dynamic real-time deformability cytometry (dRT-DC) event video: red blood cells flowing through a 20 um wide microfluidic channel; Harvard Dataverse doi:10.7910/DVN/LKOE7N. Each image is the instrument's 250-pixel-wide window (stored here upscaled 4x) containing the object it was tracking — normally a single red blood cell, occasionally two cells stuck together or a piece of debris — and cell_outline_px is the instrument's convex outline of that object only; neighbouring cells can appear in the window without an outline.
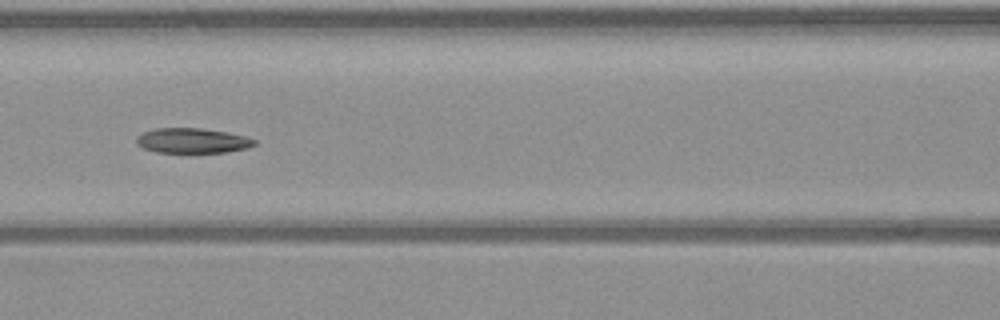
{"species": "common noctule bat (a hibernating species)", "species_latin": "Nyctalus noctula", "temperature_condition": "warm", "stored_images_in_passage": 51, "camera_frame_rate_fps": 3000, "um_per_image_px": 0.085, "animal": {"sex": "male", "body_mass_g": 23.1, "forearm_length_mm": 52.7}, "frame": {"image": 1, "passage_image": 22, "time_ms": 7.0, "image_size_px": [1000, 320], "cell_outline_px": [[256, 144], [248, 148], [228, 152], [156, 152], [144, 148], [136, 144], [136, 136], [144, 132], [156, 128], [200, 128], [224, 132], [244, 136], [256, 140]], "centroid_in_image_um": [16.34, 11.96], "position_along_channel_um": 150.3, "area_um2": 17.05}}
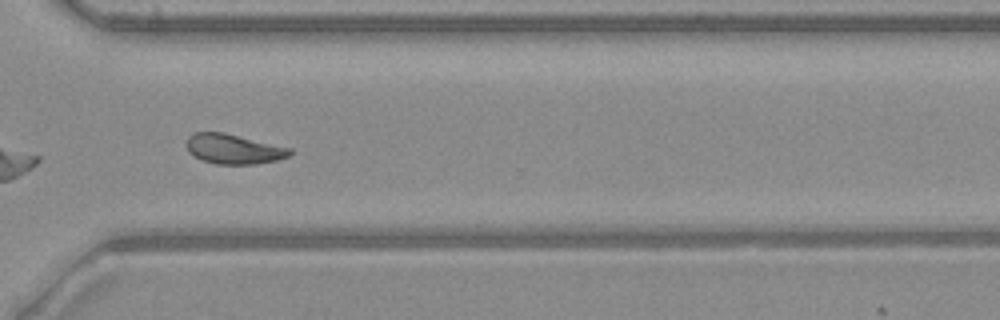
{"frame": {"image": 2, "passage_image": 37, "time_ms": 12.0, "image_size_px": [1000, 320], "cell_outline_px": [[292, 152], [288, 156], [276, 160], [256, 164], [216, 164], [204, 160], [188, 152], [184, 144], [188, 136], [192, 132], [224, 132], [292, 148]], "centroid_in_image_um": [19.83, 12.65], "position_along_channel_um": 350.8, "area_um2": 18.09}, "authors_computed_cell_mechanics": {"area_um2": 18.6694, "velocity_mm_per_s": 4.0172, "shape_relaxation_time_tau1_ms": 5.0612, "shape_relaxation_time_tau2_ms": 2.1037, "deformation_change_tau1": 0.1332, "deformation_change_tau2": 0.077}}